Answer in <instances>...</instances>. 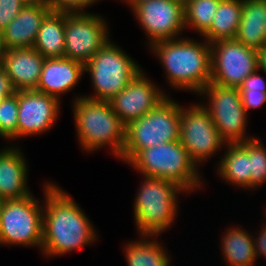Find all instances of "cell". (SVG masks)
<instances>
[{
    "label": "cell",
    "instance_id": "6da1fadb",
    "mask_svg": "<svg viewBox=\"0 0 266 266\" xmlns=\"http://www.w3.org/2000/svg\"><path fill=\"white\" fill-rule=\"evenodd\" d=\"M44 185L42 254L61 256L94 243V225L75 199L55 183Z\"/></svg>",
    "mask_w": 266,
    "mask_h": 266
},
{
    "label": "cell",
    "instance_id": "7a4b0ae2",
    "mask_svg": "<svg viewBox=\"0 0 266 266\" xmlns=\"http://www.w3.org/2000/svg\"><path fill=\"white\" fill-rule=\"evenodd\" d=\"M204 41L181 37L149 48L161 61L172 88L199 94L211 82V44Z\"/></svg>",
    "mask_w": 266,
    "mask_h": 266
},
{
    "label": "cell",
    "instance_id": "3957f363",
    "mask_svg": "<svg viewBox=\"0 0 266 266\" xmlns=\"http://www.w3.org/2000/svg\"><path fill=\"white\" fill-rule=\"evenodd\" d=\"M73 115L81 148L87 152L109 146L113 155L122 157L126 126L119 119L109 101L74 97Z\"/></svg>",
    "mask_w": 266,
    "mask_h": 266
},
{
    "label": "cell",
    "instance_id": "277c9868",
    "mask_svg": "<svg viewBox=\"0 0 266 266\" xmlns=\"http://www.w3.org/2000/svg\"><path fill=\"white\" fill-rule=\"evenodd\" d=\"M134 201V219L140 235L165 232L174 223L178 210V194L187 192L175 182L143 176Z\"/></svg>",
    "mask_w": 266,
    "mask_h": 266
},
{
    "label": "cell",
    "instance_id": "5b68a950",
    "mask_svg": "<svg viewBox=\"0 0 266 266\" xmlns=\"http://www.w3.org/2000/svg\"><path fill=\"white\" fill-rule=\"evenodd\" d=\"M143 176L177 183L187 193L200 189L199 166L190 158L180 141L167 142L140 150L129 162Z\"/></svg>",
    "mask_w": 266,
    "mask_h": 266
},
{
    "label": "cell",
    "instance_id": "8992f818",
    "mask_svg": "<svg viewBox=\"0 0 266 266\" xmlns=\"http://www.w3.org/2000/svg\"><path fill=\"white\" fill-rule=\"evenodd\" d=\"M181 110L182 106L167 96L146 115L126 125L120 159L128 163L142 149L179 141Z\"/></svg>",
    "mask_w": 266,
    "mask_h": 266
},
{
    "label": "cell",
    "instance_id": "52a82bcc",
    "mask_svg": "<svg viewBox=\"0 0 266 266\" xmlns=\"http://www.w3.org/2000/svg\"><path fill=\"white\" fill-rule=\"evenodd\" d=\"M142 70L120 46L109 40L84 65V72L89 73L95 94L83 96L92 100L110 101Z\"/></svg>",
    "mask_w": 266,
    "mask_h": 266
},
{
    "label": "cell",
    "instance_id": "ba28073f",
    "mask_svg": "<svg viewBox=\"0 0 266 266\" xmlns=\"http://www.w3.org/2000/svg\"><path fill=\"white\" fill-rule=\"evenodd\" d=\"M43 207L30 194L3 200L0 208V245L37 247L42 250Z\"/></svg>",
    "mask_w": 266,
    "mask_h": 266
},
{
    "label": "cell",
    "instance_id": "9c48e42d",
    "mask_svg": "<svg viewBox=\"0 0 266 266\" xmlns=\"http://www.w3.org/2000/svg\"><path fill=\"white\" fill-rule=\"evenodd\" d=\"M198 95L208 97V103L202 106L226 144L243 143L254 138L246 134L248 116L242 105L239 88L210 82Z\"/></svg>",
    "mask_w": 266,
    "mask_h": 266
},
{
    "label": "cell",
    "instance_id": "30bf717a",
    "mask_svg": "<svg viewBox=\"0 0 266 266\" xmlns=\"http://www.w3.org/2000/svg\"><path fill=\"white\" fill-rule=\"evenodd\" d=\"M259 69L258 51L236 39L211 44V82L239 88L246 77Z\"/></svg>",
    "mask_w": 266,
    "mask_h": 266
},
{
    "label": "cell",
    "instance_id": "8fae6325",
    "mask_svg": "<svg viewBox=\"0 0 266 266\" xmlns=\"http://www.w3.org/2000/svg\"><path fill=\"white\" fill-rule=\"evenodd\" d=\"M107 26L96 13L65 12L64 57L85 65L110 40Z\"/></svg>",
    "mask_w": 266,
    "mask_h": 266
},
{
    "label": "cell",
    "instance_id": "7c38bea8",
    "mask_svg": "<svg viewBox=\"0 0 266 266\" xmlns=\"http://www.w3.org/2000/svg\"><path fill=\"white\" fill-rule=\"evenodd\" d=\"M180 119L179 141L197 166L213 157L226 144L202 103L182 107Z\"/></svg>",
    "mask_w": 266,
    "mask_h": 266
},
{
    "label": "cell",
    "instance_id": "4fadbf2b",
    "mask_svg": "<svg viewBox=\"0 0 266 266\" xmlns=\"http://www.w3.org/2000/svg\"><path fill=\"white\" fill-rule=\"evenodd\" d=\"M131 10L147 35L149 48L159 41L179 38L186 29L182 1L142 0Z\"/></svg>",
    "mask_w": 266,
    "mask_h": 266
},
{
    "label": "cell",
    "instance_id": "5bb4252c",
    "mask_svg": "<svg viewBox=\"0 0 266 266\" xmlns=\"http://www.w3.org/2000/svg\"><path fill=\"white\" fill-rule=\"evenodd\" d=\"M60 100L36 90L18 91L17 138L45 133L58 120Z\"/></svg>",
    "mask_w": 266,
    "mask_h": 266
},
{
    "label": "cell",
    "instance_id": "9a60e30c",
    "mask_svg": "<svg viewBox=\"0 0 266 266\" xmlns=\"http://www.w3.org/2000/svg\"><path fill=\"white\" fill-rule=\"evenodd\" d=\"M157 87L142 70L109 101L125 126L146 115L168 96Z\"/></svg>",
    "mask_w": 266,
    "mask_h": 266
},
{
    "label": "cell",
    "instance_id": "2e32d148",
    "mask_svg": "<svg viewBox=\"0 0 266 266\" xmlns=\"http://www.w3.org/2000/svg\"><path fill=\"white\" fill-rule=\"evenodd\" d=\"M45 57L35 48L5 50L2 66L16 91L36 90Z\"/></svg>",
    "mask_w": 266,
    "mask_h": 266
},
{
    "label": "cell",
    "instance_id": "e0dca14e",
    "mask_svg": "<svg viewBox=\"0 0 266 266\" xmlns=\"http://www.w3.org/2000/svg\"><path fill=\"white\" fill-rule=\"evenodd\" d=\"M84 74V64L67 57L45 58L36 91L61 99Z\"/></svg>",
    "mask_w": 266,
    "mask_h": 266
},
{
    "label": "cell",
    "instance_id": "ac0fdd59",
    "mask_svg": "<svg viewBox=\"0 0 266 266\" xmlns=\"http://www.w3.org/2000/svg\"><path fill=\"white\" fill-rule=\"evenodd\" d=\"M28 163L15 146L0 150V200L21 199L31 193L28 187Z\"/></svg>",
    "mask_w": 266,
    "mask_h": 266
},
{
    "label": "cell",
    "instance_id": "d6986e66",
    "mask_svg": "<svg viewBox=\"0 0 266 266\" xmlns=\"http://www.w3.org/2000/svg\"><path fill=\"white\" fill-rule=\"evenodd\" d=\"M51 11L48 4H26L2 31L5 50L32 47L42 21Z\"/></svg>",
    "mask_w": 266,
    "mask_h": 266
},
{
    "label": "cell",
    "instance_id": "ffe728a7",
    "mask_svg": "<svg viewBox=\"0 0 266 266\" xmlns=\"http://www.w3.org/2000/svg\"><path fill=\"white\" fill-rule=\"evenodd\" d=\"M227 150L217 164V172L223 181L251 190L250 156L248 140L243 143L225 144Z\"/></svg>",
    "mask_w": 266,
    "mask_h": 266
},
{
    "label": "cell",
    "instance_id": "44dd1931",
    "mask_svg": "<svg viewBox=\"0 0 266 266\" xmlns=\"http://www.w3.org/2000/svg\"><path fill=\"white\" fill-rule=\"evenodd\" d=\"M266 0H243L241 21L235 39L259 51L265 45Z\"/></svg>",
    "mask_w": 266,
    "mask_h": 266
},
{
    "label": "cell",
    "instance_id": "7402d4cb",
    "mask_svg": "<svg viewBox=\"0 0 266 266\" xmlns=\"http://www.w3.org/2000/svg\"><path fill=\"white\" fill-rule=\"evenodd\" d=\"M65 12L51 11L41 23L33 48L45 58L64 57Z\"/></svg>",
    "mask_w": 266,
    "mask_h": 266
},
{
    "label": "cell",
    "instance_id": "603a6c76",
    "mask_svg": "<svg viewBox=\"0 0 266 266\" xmlns=\"http://www.w3.org/2000/svg\"><path fill=\"white\" fill-rule=\"evenodd\" d=\"M243 0H221L210 28L202 35L208 43L235 39L241 21Z\"/></svg>",
    "mask_w": 266,
    "mask_h": 266
},
{
    "label": "cell",
    "instance_id": "cb8c5ba5",
    "mask_svg": "<svg viewBox=\"0 0 266 266\" xmlns=\"http://www.w3.org/2000/svg\"><path fill=\"white\" fill-rule=\"evenodd\" d=\"M223 232L221 246L225 262L228 266H254L257 259L253 235L242 227H229Z\"/></svg>",
    "mask_w": 266,
    "mask_h": 266
},
{
    "label": "cell",
    "instance_id": "d4e9b609",
    "mask_svg": "<svg viewBox=\"0 0 266 266\" xmlns=\"http://www.w3.org/2000/svg\"><path fill=\"white\" fill-rule=\"evenodd\" d=\"M140 236L139 241L133 240L125 245L124 251L128 266H171L170 256L166 248L164 249L163 245L158 243L156 235Z\"/></svg>",
    "mask_w": 266,
    "mask_h": 266
},
{
    "label": "cell",
    "instance_id": "484cf974",
    "mask_svg": "<svg viewBox=\"0 0 266 266\" xmlns=\"http://www.w3.org/2000/svg\"><path fill=\"white\" fill-rule=\"evenodd\" d=\"M220 1L187 0L184 3L185 28L190 26L202 36L210 28Z\"/></svg>",
    "mask_w": 266,
    "mask_h": 266
},
{
    "label": "cell",
    "instance_id": "4316f807",
    "mask_svg": "<svg viewBox=\"0 0 266 266\" xmlns=\"http://www.w3.org/2000/svg\"><path fill=\"white\" fill-rule=\"evenodd\" d=\"M259 69L245 78L239 87L241 101L246 113L257 109L266 102V82L258 73Z\"/></svg>",
    "mask_w": 266,
    "mask_h": 266
},
{
    "label": "cell",
    "instance_id": "83f0119b",
    "mask_svg": "<svg viewBox=\"0 0 266 266\" xmlns=\"http://www.w3.org/2000/svg\"><path fill=\"white\" fill-rule=\"evenodd\" d=\"M259 138L248 140L250 156L251 189H257L266 183V147Z\"/></svg>",
    "mask_w": 266,
    "mask_h": 266
},
{
    "label": "cell",
    "instance_id": "f1b7e54d",
    "mask_svg": "<svg viewBox=\"0 0 266 266\" xmlns=\"http://www.w3.org/2000/svg\"><path fill=\"white\" fill-rule=\"evenodd\" d=\"M18 91L7 96L0 104V136L4 139H17Z\"/></svg>",
    "mask_w": 266,
    "mask_h": 266
},
{
    "label": "cell",
    "instance_id": "f546056e",
    "mask_svg": "<svg viewBox=\"0 0 266 266\" xmlns=\"http://www.w3.org/2000/svg\"><path fill=\"white\" fill-rule=\"evenodd\" d=\"M100 0H47L53 11L57 12H85L84 8L92 6Z\"/></svg>",
    "mask_w": 266,
    "mask_h": 266
},
{
    "label": "cell",
    "instance_id": "4dcf8cb0",
    "mask_svg": "<svg viewBox=\"0 0 266 266\" xmlns=\"http://www.w3.org/2000/svg\"><path fill=\"white\" fill-rule=\"evenodd\" d=\"M25 6L21 0H0V32L18 15Z\"/></svg>",
    "mask_w": 266,
    "mask_h": 266
},
{
    "label": "cell",
    "instance_id": "1f68e13d",
    "mask_svg": "<svg viewBox=\"0 0 266 266\" xmlns=\"http://www.w3.org/2000/svg\"><path fill=\"white\" fill-rule=\"evenodd\" d=\"M14 93H16V89L0 63V97H7Z\"/></svg>",
    "mask_w": 266,
    "mask_h": 266
},
{
    "label": "cell",
    "instance_id": "d6a6232c",
    "mask_svg": "<svg viewBox=\"0 0 266 266\" xmlns=\"http://www.w3.org/2000/svg\"><path fill=\"white\" fill-rule=\"evenodd\" d=\"M265 226H261V232L258 237H253L254 241V249L256 253V257L258 258L259 256L263 255L266 257V223L264 224Z\"/></svg>",
    "mask_w": 266,
    "mask_h": 266
},
{
    "label": "cell",
    "instance_id": "836d02e7",
    "mask_svg": "<svg viewBox=\"0 0 266 266\" xmlns=\"http://www.w3.org/2000/svg\"><path fill=\"white\" fill-rule=\"evenodd\" d=\"M259 70H263L266 75V44L258 51Z\"/></svg>",
    "mask_w": 266,
    "mask_h": 266
},
{
    "label": "cell",
    "instance_id": "e575fe53",
    "mask_svg": "<svg viewBox=\"0 0 266 266\" xmlns=\"http://www.w3.org/2000/svg\"><path fill=\"white\" fill-rule=\"evenodd\" d=\"M23 3L28 5H42V4H48L47 0H21Z\"/></svg>",
    "mask_w": 266,
    "mask_h": 266
},
{
    "label": "cell",
    "instance_id": "d590c367",
    "mask_svg": "<svg viewBox=\"0 0 266 266\" xmlns=\"http://www.w3.org/2000/svg\"><path fill=\"white\" fill-rule=\"evenodd\" d=\"M5 52V47L3 44L2 32H0V63H2L3 54Z\"/></svg>",
    "mask_w": 266,
    "mask_h": 266
},
{
    "label": "cell",
    "instance_id": "8d00e7d4",
    "mask_svg": "<svg viewBox=\"0 0 266 266\" xmlns=\"http://www.w3.org/2000/svg\"><path fill=\"white\" fill-rule=\"evenodd\" d=\"M122 1V0H121ZM124 1V0H123ZM142 0H125V2L130 5V8H132L135 4H137L138 2H140Z\"/></svg>",
    "mask_w": 266,
    "mask_h": 266
},
{
    "label": "cell",
    "instance_id": "74e56055",
    "mask_svg": "<svg viewBox=\"0 0 266 266\" xmlns=\"http://www.w3.org/2000/svg\"><path fill=\"white\" fill-rule=\"evenodd\" d=\"M4 98L5 97H0V104L2 103V101H3Z\"/></svg>",
    "mask_w": 266,
    "mask_h": 266
}]
</instances>
